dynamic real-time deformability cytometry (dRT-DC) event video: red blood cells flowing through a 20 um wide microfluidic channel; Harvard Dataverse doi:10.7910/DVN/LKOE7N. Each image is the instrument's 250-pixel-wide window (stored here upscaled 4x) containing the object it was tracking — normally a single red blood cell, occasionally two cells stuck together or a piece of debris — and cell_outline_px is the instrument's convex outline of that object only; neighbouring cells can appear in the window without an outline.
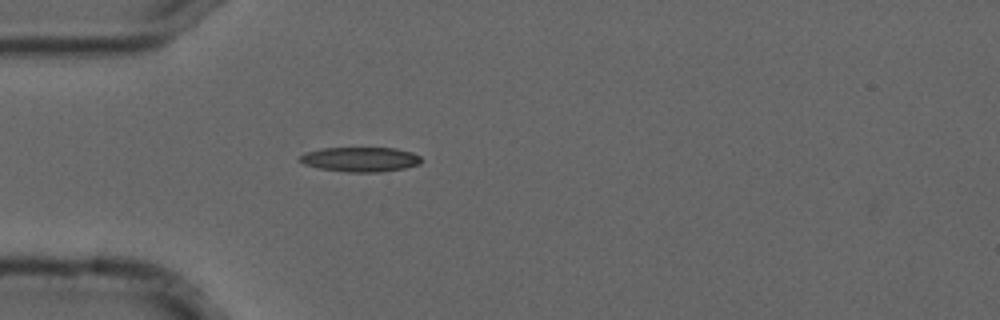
{"species": "common noctule bat (a hibernating species)", "species_latin": "Nyctalus noctula", "temperature_condition": "cold", "stored_images_in_passage": 40, "camera_frame_rate_fps": 3000, "um_per_image_px": 0.085, "animal": {"sex": "male", "forearm_length_mm": 52.5}, "frame": {"image": 1, "passage_image": 1, "time_ms": 0.0, "image_size_px": [1000, 320], "cell_outline_px": [[424, 160], [420, 164], [404, 168], [380, 172], [348, 172], [320, 168], [304, 164], [300, 160], [300, 156], [304, 152], [320, 148], [396, 148], [412, 152], [420, 156]], "centroid_in_image_um": [30.66, 13.54], "position_along_channel_um": 54.3, "area_um2": 17.51}}
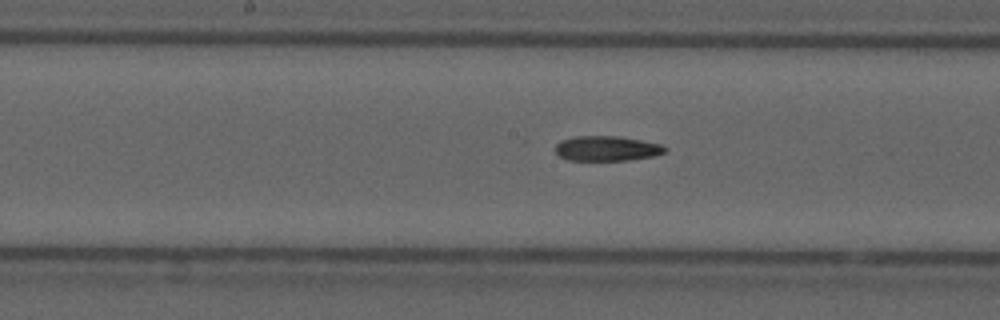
{"frame": {"image": 2, "passage_image": 13, "time_ms": 4.0, "image_size_px": [1000, 320], "cell_outline_px": [[668, 148], [664, 152], [656, 156], [628, 160], [568, 160], [560, 156], [556, 152], [556, 144], [560, 140], [576, 136], [616, 136], [640, 140], [660, 144]], "centroid_in_image_um": [51.58, 12.62], "position_along_channel_um": 196.6, "area_um2": 15.9}}
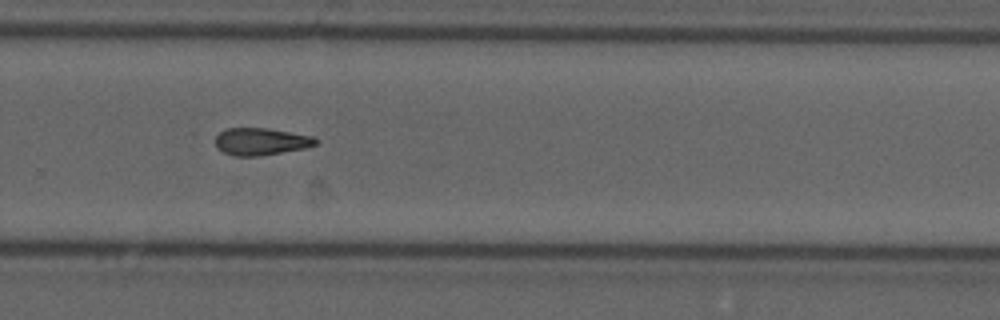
{"frame": {"image": 3, "passage_image": 22, "time_ms": 7.0, "image_size_px": [1000, 320], "cell_outline_px": [[320, 140], [316, 144], [304, 148], [260, 156], [232, 156], [216, 148], [216, 136], [220, 132], [228, 128], [268, 128], [312, 136]], "centroid_in_image_um": [22.17, 12.03], "position_along_channel_um": 307.6, "area_um2": 15.9}}